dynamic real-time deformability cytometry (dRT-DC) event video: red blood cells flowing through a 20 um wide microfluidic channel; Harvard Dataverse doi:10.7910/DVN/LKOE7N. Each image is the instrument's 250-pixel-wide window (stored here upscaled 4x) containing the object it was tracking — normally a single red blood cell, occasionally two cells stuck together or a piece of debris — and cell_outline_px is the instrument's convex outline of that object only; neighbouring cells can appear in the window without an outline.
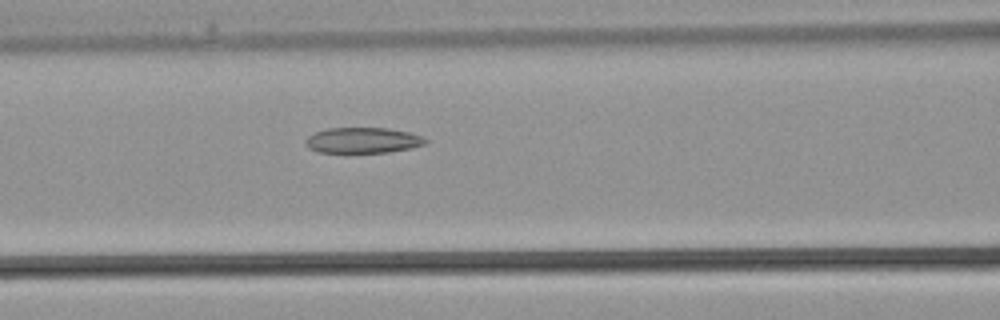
{"species": "common noctule bat (a hibernating species)", "species_latin": "Nyctalus noctula", "temperature_condition": "warm", "stored_images_in_passage": 31, "camera_frame_rate_fps": 3000, "um_per_image_px": 0.085, "animal": {"sex": "male", "body_mass_g": 21.5, "forearm_length_mm": 52.0}, "frame": {"image": 1, "passage_image": 14, "time_ms": 4.333, "image_size_px": [1000, 320], "cell_outline_px": [[428, 140], [424, 144], [412, 148], [388, 152], [320, 152], [308, 148], [304, 140], [308, 136], [316, 132], [328, 128], [388, 128], [408, 132], [420, 136]], "centroid_in_image_um": [30.82, 11.92], "position_along_channel_um": 135.8, "area_um2": 17.74}}
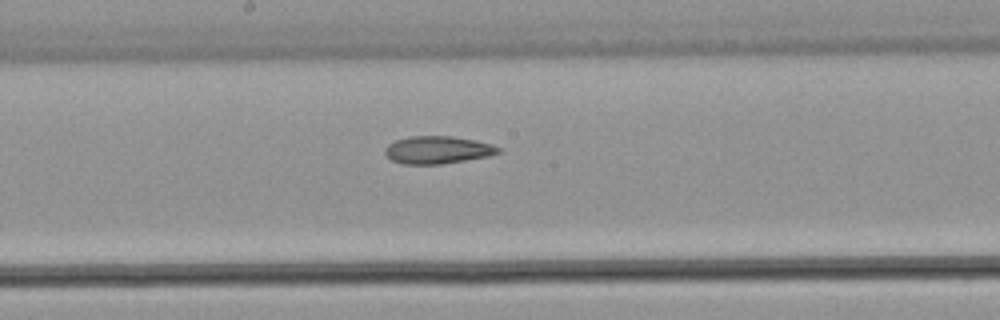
{"frame": {"image": 2, "passage_image": 18, "time_ms": 5.667, "image_size_px": [1000, 320], "cell_outline_px": [[500, 152], [488, 156], [440, 164], [404, 164], [392, 160], [384, 152], [384, 148], [388, 144], [396, 140], [408, 136], [452, 136], [476, 140], [492, 144], [500, 148]], "centroid_in_image_um": [37.18, 12.73], "position_along_channel_um": 211.0, "area_um2": 18.15}}
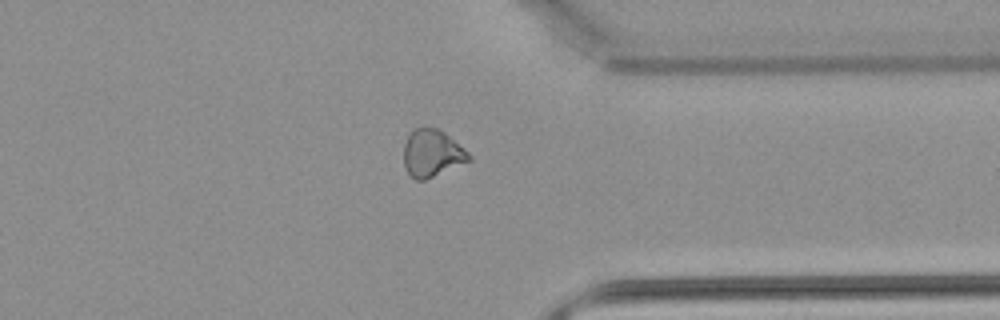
{"frame": {"image": 3, "passage_image": 27, "time_ms": 8.667, "image_size_px": [1000, 320], "cell_outline_px": [[472, 160], [424, 180], [416, 180], [408, 176], [404, 168], [404, 144], [408, 136], [416, 128], [436, 128], [444, 132], [464, 148], [472, 156]], "centroid_in_image_um": [36.72, 13.05], "position_along_channel_um": 374.7, "area_um2": 17.92}}